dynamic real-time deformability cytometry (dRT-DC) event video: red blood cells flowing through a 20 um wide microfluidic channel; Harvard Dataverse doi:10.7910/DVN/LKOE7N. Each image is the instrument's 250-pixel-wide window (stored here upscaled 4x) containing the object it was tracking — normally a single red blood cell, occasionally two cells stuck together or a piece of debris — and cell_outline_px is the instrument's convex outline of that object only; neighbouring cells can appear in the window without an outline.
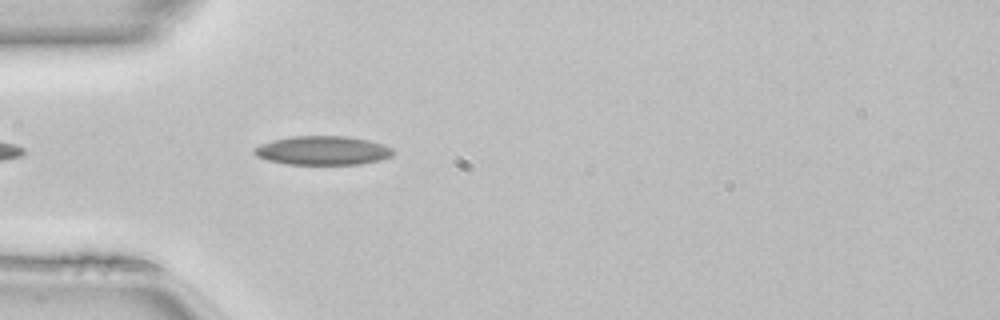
{"species": "common noctule bat (a hibernating species)", "species_latin": "Nyctalus noctula", "temperature_condition": "room temperature", "stored_images_in_passage": 7, "camera_frame_rate_fps": 3000, "um_per_image_px": 0.085, "animal": {"sex": "female", "body_mass_g": 22.7, "forearm_length_mm": 54.2}, "frame": {"image": 1, "passage_image": 3, "time_ms": 0.667, "image_size_px": [1000, 320], "cell_outline_px": [[392, 156], [380, 160], [360, 164], [284, 164], [268, 160], [256, 156], [252, 152], [252, 148], [260, 144], [272, 140], [292, 136], [348, 136], [368, 140], [392, 148]], "centroid_in_image_um": [27.37, 12.79], "position_along_channel_um": 57.6, "area_um2": 23.41}}